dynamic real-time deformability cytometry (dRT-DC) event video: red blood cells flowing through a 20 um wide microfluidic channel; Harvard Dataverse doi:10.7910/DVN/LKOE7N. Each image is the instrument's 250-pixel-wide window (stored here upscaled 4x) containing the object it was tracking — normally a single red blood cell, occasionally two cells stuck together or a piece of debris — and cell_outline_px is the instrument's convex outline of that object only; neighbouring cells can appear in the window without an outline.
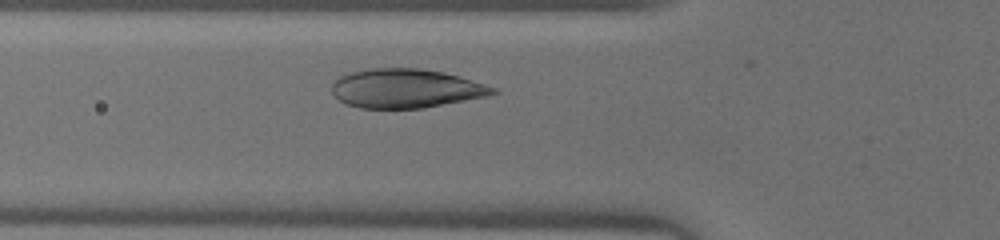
{"species": "human", "species_latin": "Homo sapiens", "temperature_condition": "warm", "stored_images_in_passage": 24, "camera_frame_rate_fps": 3000, "um_per_image_px": 0.085, "donor": {"sex": "male"}, "frame": {"image": 1, "passage_image": 4, "time_ms": 1.0, "image_size_px": [1000, 240], "cell_outline_px": [[500, 92], [488, 96], [424, 108], [360, 108], [348, 104], [340, 100], [332, 92], [332, 84], [340, 76], [352, 72], [372, 68], [420, 68], [444, 72], [484, 84], [496, 88]], "centroid_in_image_um": [34.52, 7.52], "position_along_channel_um": 91.3, "area_um2": 36.41}}
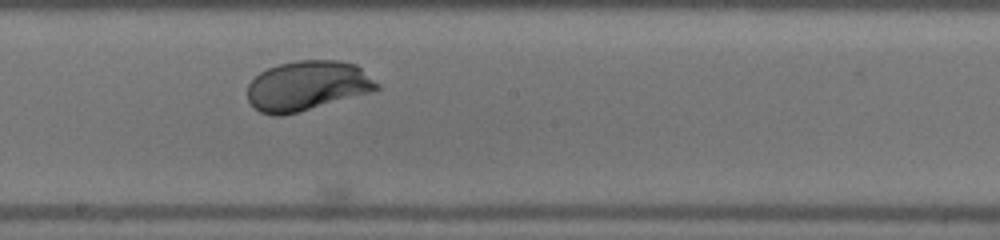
{"frame": {"image": 2, "passage_image": 13, "time_ms": 4.0, "image_size_px": [1000, 240], "cell_outline_px": [[380, 88], [372, 92], [296, 112], [280, 116], [272, 116], [260, 112], [248, 100], [248, 84], [260, 72], [268, 68], [280, 64], [296, 60], [340, 60], [356, 64], [380, 84]], "centroid_in_image_um": [26.13, 7.28], "position_along_channel_um": 222.1, "area_um2": 37.4}}
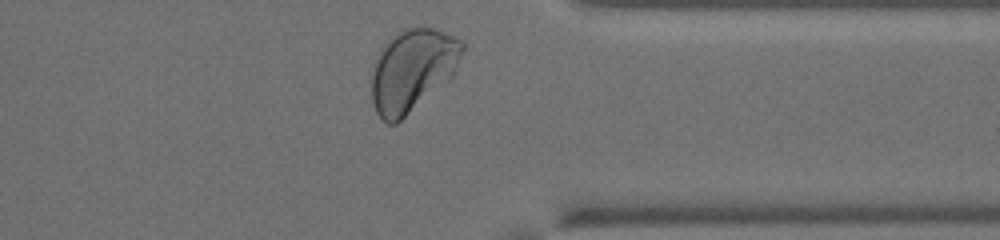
{"frame": {"image": 3, "passage_image": 24, "time_ms": 7.667, "image_size_px": [1000, 240], "cell_outline_px": [[464, 48], [456, 68], [452, 76], [396, 124], [388, 124], [380, 120], [372, 104], [372, 64], [380, 48], [396, 32], [404, 28], [436, 28], [456, 36], [464, 40]], "centroid_in_image_um": [35.03, 5.94], "position_along_channel_um": 376.4, "area_um2": 43.7}}